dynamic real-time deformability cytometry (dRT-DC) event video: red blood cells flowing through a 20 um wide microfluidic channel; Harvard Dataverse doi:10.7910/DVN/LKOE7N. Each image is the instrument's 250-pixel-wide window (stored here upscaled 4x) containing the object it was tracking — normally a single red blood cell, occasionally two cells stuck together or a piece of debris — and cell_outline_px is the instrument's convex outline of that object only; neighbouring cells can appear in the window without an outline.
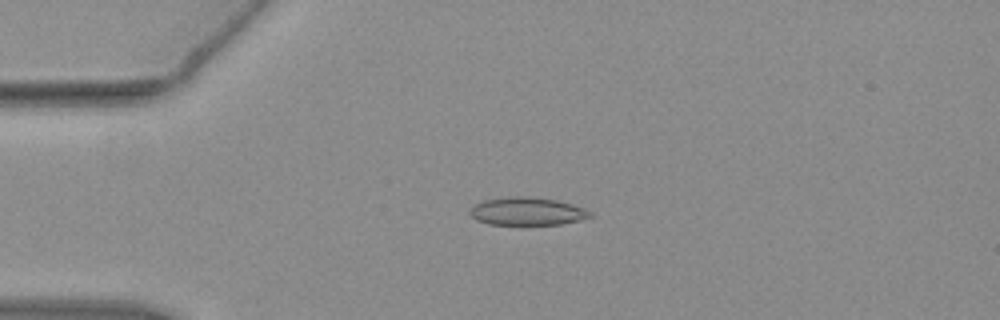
{"species": "common noctule bat (a hibernating species)", "species_latin": "Nyctalus noctula", "temperature_condition": "warm", "stored_images_in_passage": 54, "camera_frame_rate_fps": 3000, "um_per_image_px": 0.085, "animal": {"sex": "female", "body_mass_g": 19.3, "forearm_length_mm": 54.1}, "frame": {"image": 1, "passage_image": 13, "time_ms": 4.0, "image_size_px": [1000, 320], "cell_outline_px": [[592, 216], [580, 220], [560, 224], [488, 224], [476, 220], [468, 212], [476, 204], [484, 200], [512, 196], [524, 196], [556, 200], [572, 204], [584, 208], [592, 212]], "centroid_in_image_um": [44.81, 17.96], "position_along_channel_um": 40.2, "area_um2": 19.36}}
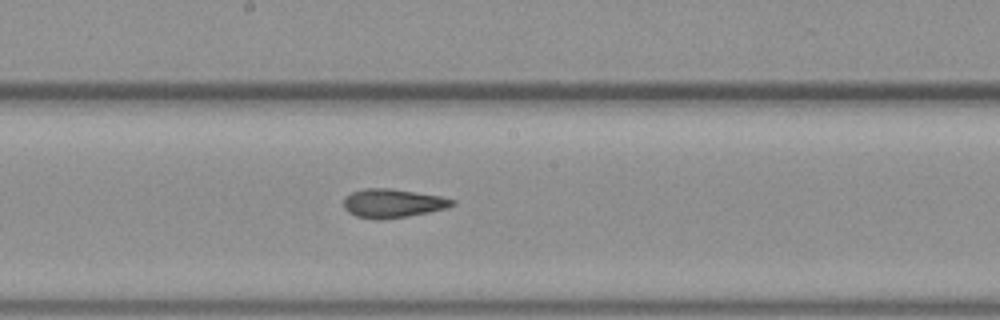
{"frame": {"image": 2, "passage_image": 29, "time_ms": 9.333, "image_size_px": [1000, 320], "cell_outline_px": [[456, 204], [448, 208], [408, 216], [380, 220], [372, 220], [356, 216], [348, 212], [344, 208], [344, 196], [352, 192], [364, 188], [392, 188], [440, 196], [456, 200]], "centroid_in_image_um": [33.37, 17.28], "position_along_channel_um": 214.8, "area_um2": 18.44}}
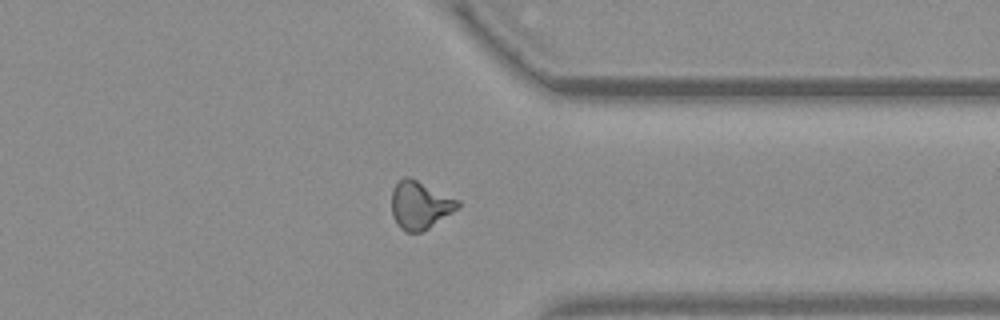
{"frame": {"image": 3, "passage_image": 42, "time_ms": 13.667, "image_size_px": [1000, 320], "cell_outline_px": [[460, 204], [452, 212], [428, 228], [420, 232], [404, 232], [396, 224], [392, 216], [392, 192], [396, 184], [404, 176], [408, 176], [460, 200]], "centroid_in_image_um": [35.67, 17.44], "position_along_channel_um": 375.7, "area_um2": 18.26}, "authors_computed_cell_mechanics": {"area_um2": 18.2359, "velocity_mm_per_s": 3.8207, "shape_relaxation_time_tau1_ms": null, "shape_relaxation_time_tau2_ms": 2.6425, "deformation_change_tau1": null, "deformation_change_tau2": 0.1127}}